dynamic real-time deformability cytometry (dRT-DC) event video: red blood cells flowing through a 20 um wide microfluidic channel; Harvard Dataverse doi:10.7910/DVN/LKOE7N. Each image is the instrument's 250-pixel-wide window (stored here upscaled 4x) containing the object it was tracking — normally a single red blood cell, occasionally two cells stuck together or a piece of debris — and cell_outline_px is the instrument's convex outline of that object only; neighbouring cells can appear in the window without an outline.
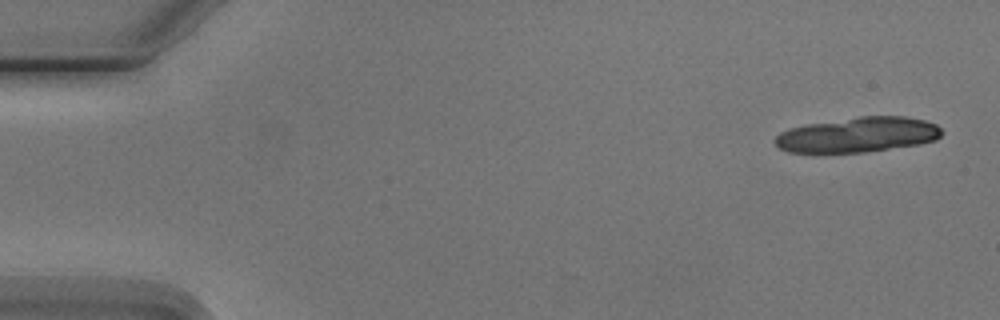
{"species": "Egyptian fruit bat (a non-hibernating species)", "species_latin": "Rousettus aegyptiacus", "temperature_condition": "cold", "stored_images_in_passage": 4, "camera_frame_rate_fps": 3000, "um_per_image_px": 0.085, "animal": {"sex": "male"}, "frame": {"image": 1, "passage_image": 1, "time_ms": 0.0, "image_size_px": [1000, 320], "cell_outline_px": [[944, 132], [936, 140], [920, 144], [864, 152], [788, 152], [780, 148], [772, 140], [780, 132], [788, 128], [808, 124], [860, 116], [904, 116], [924, 120], [936, 124]], "centroid_in_image_um": [72.93, 11.45], "position_along_channel_um": 12.1, "area_um2": 34.04}}